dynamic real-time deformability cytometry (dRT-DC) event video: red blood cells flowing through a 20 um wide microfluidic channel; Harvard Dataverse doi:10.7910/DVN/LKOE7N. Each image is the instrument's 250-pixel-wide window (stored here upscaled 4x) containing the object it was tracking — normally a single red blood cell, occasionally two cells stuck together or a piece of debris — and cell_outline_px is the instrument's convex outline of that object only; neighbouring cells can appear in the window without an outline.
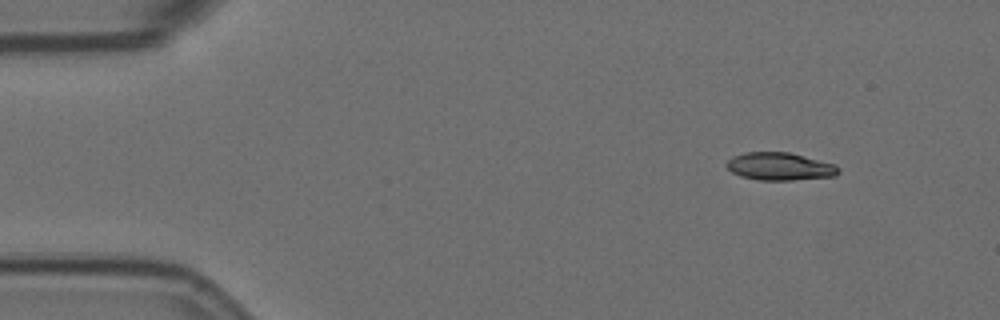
{"species": "Egyptian fruit bat (a non-hibernating species)", "species_latin": "Rousettus aegyptiacus", "temperature_condition": "room temperature", "stored_images_in_passage": 51, "camera_frame_rate_fps": 3000, "um_per_image_px": 0.085, "animal": {"sex": "female"}, "frame": {"image": 1, "passage_image": 1, "time_ms": 0.0, "image_size_px": [1000, 320], "cell_outline_px": [[840, 172], [836, 176], [792, 180], [756, 180], [740, 176], [732, 172], [724, 164], [732, 156], [744, 152], [788, 152], [836, 164], [840, 168]], "centroid_in_image_um": [66.28, 14.15], "position_along_channel_um": 18.7, "area_um2": 18.26}}
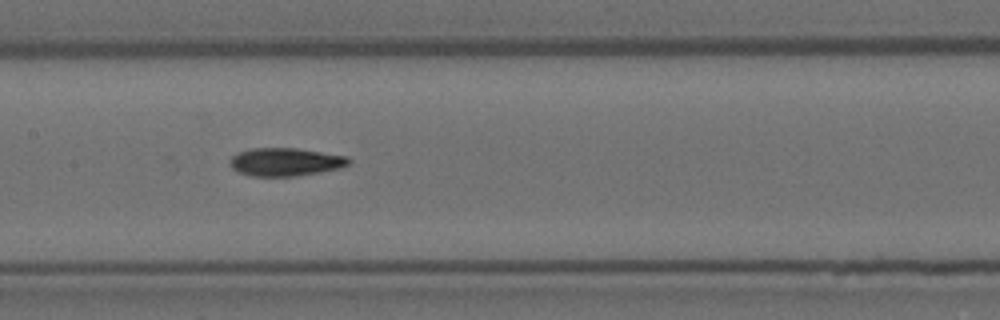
{"frame": {"image": 2, "passage_image": 22, "time_ms": 7.0, "image_size_px": [1000, 320], "cell_outline_px": [[352, 160], [348, 164], [340, 168], [320, 172], [296, 176], [252, 176], [240, 172], [232, 168], [228, 164], [232, 156], [236, 152], [248, 148], [296, 148], [348, 156]], "centroid_in_image_um": [24.24, 13.75], "position_along_channel_um": 183.2, "area_um2": 19.59}}
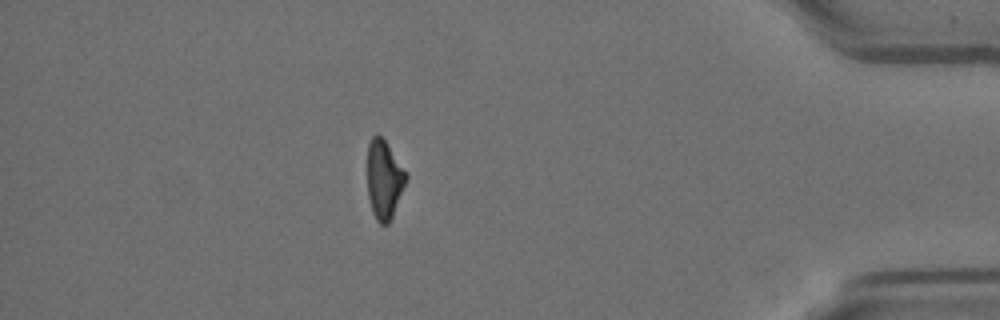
{"frame": {"image": 3, "passage_image": 44, "time_ms": 14.333, "image_size_px": [1000, 320], "cell_outline_px": [[408, 176], [392, 216], [388, 224], [380, 224], [376, 220], [372, 212], [368, 196], [368, 144], [372, 136], [380, 136], [384, 140]], "centroid_in_image_um": [32.63, 15.29], "position_along_channel_um": 402.6, "area_um2": 17.22}, "authors_computed_cell_mechanics": {"area_um2": 18.785, "velocity_mm_per_s": 3.6156, "shape_relaxation_time_tau1_ms": 6.7807, "shape_relaxation_time_tau2_ms": null, "deformation_change_tau1": 0.1918, "deformation_change_tau2": null}}